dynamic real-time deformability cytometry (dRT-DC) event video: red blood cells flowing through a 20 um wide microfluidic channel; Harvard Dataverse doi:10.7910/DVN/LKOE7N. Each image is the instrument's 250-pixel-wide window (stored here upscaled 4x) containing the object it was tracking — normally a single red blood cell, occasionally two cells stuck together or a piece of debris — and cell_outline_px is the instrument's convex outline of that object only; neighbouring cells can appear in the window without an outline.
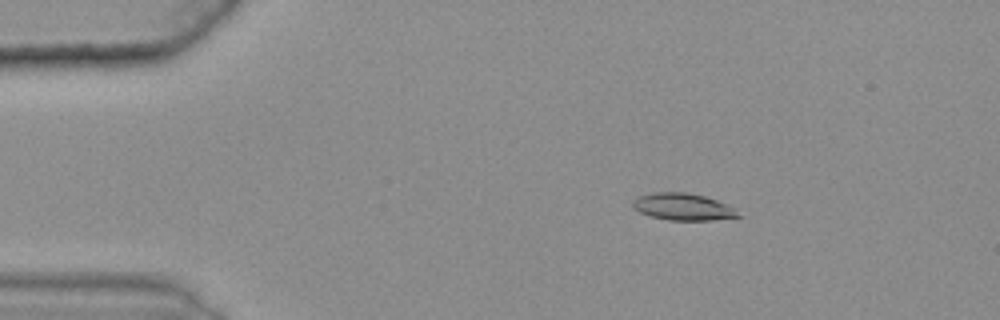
{"species": "common noctule bat (a hibernating species)", "species_latin": "Nyctalus noctula", "temperature_condition": "warm", "stored_images_in_passage": 48, "camera_frame_rate_fps": 3000, "um_per_image_px": 0.085, "animal": {"sex": "female", "body_mass_g": 25.1}, "frame": {"image": 1, "passage_image": 9, "time_ms": 2.667, "image_size_px": [1000, 320], "cell_outline_px": [[740, 216], [712, 220], [668, 220], [648, 216], [632, 208], [632, 200], [640, 196], [656, 192], [684, 192], [704, 196], [716, 200], [736, 208]], "centroid_in_image_um": [58.02, 17.58], "position_along_channel_um": 27.0, "area_um2": 16.53}}
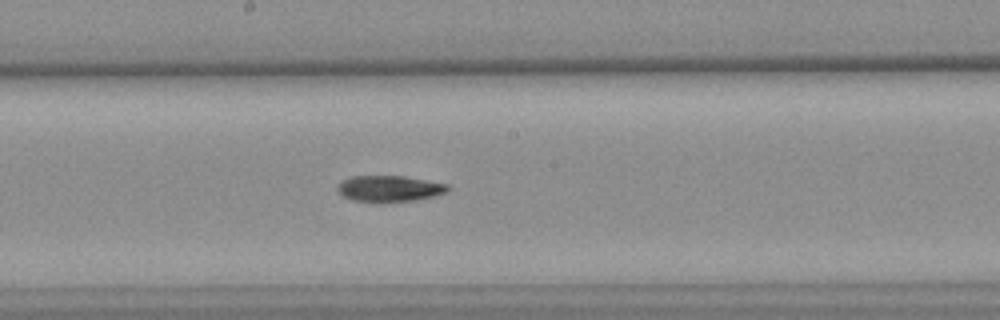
{"frame": {"image": 2, "passage_image": 30, "time_ms": 9.667, "image_size_px": [1000, 320], "cell_outline_px": [[448, 188], [444, 192], [432, 196], [416, 200], [380, 204], [352, 200], [344, 196], [336, 188], [348, 176], [404, 176], [448, 184]], "centroid_in_image_um": [33.06, 16.05], "position_along_channel_um": 215.1, "area_um2": 16.94}}
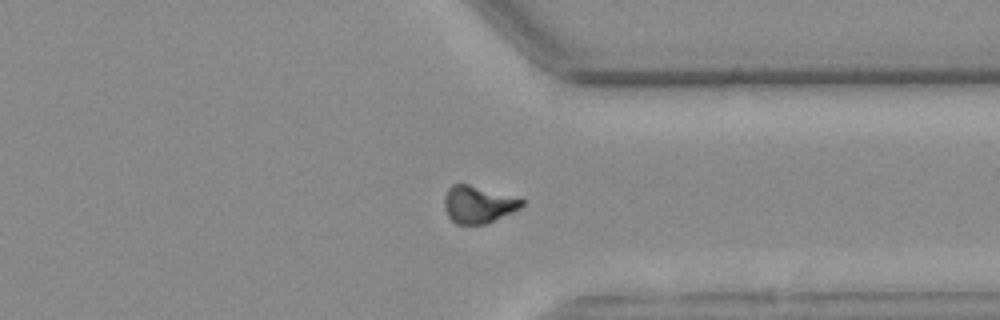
{"frame": {"image": 3, "passage_image": 43, "time_ms": 14.0, "image_size_px": [1000, 320], "cell_outline_px": [[524, 204], [520, 208], [512, 212], [484, 224], [456, 224], [448, 216], [444, 208], [444, 196], [448, 188], [452, 184], [468, 184], [524, 200]], "centroid_in_image_um": [40.59, 17.38], "position_along_channel_um": 370.8, "area_um2": 16.47}, "authors_computed_cell_mechanics": {"area_um2": 16.9065, "velocity_mm_per_s": 3.6174, "shape_relaxation_time_tau1_ms": 9.6987, "shape_relaxation_time_tau2_ms": null, "deformation_change_tau1": 0.2002, "deformation_change_tau2": null}}